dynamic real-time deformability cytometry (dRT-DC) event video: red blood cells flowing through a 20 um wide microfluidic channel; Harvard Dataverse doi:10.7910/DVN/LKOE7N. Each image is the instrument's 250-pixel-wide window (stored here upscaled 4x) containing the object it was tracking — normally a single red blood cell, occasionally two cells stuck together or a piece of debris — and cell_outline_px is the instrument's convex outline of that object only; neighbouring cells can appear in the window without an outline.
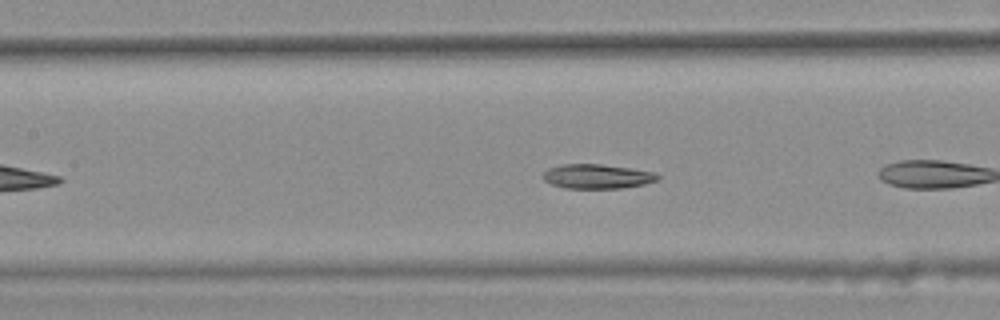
{"species": "common noctule bat (a hibernating species)", "species_latin": "Nyctalus noctula", "temperature_condition": "warm", "stored_images_in_passage": 25, "camera_frame_rate_fps": 3000, "um_per_image_px": 0.085, "animal": {"sex": "female", "body_mass_g": 25.1}, "frame": {"image": 1, "passage_image": 8, "time_ms": 2.333, "image_size_px": [1000, 320], "cell_outline_px": [[660, 180], [644, 184], [620, 188], [564, 188], [552, 184], [544, 180], [544, 172], [548, 168], [560, 164], [600, 164], [632, 168], [652, 172], [660, 176]], "centroid_in_image_um": [50.76, 14.99], "position_along_channel_um": 156.6, "area_um2": 16.3}, "authors_computed_cell_mechanics": {"area_um2": 16.4152, "velocity_mm_per_s": 3.7734, "shape_relaxation_time_tau1_ms": null, "shape_relaxation_time_tau2_ms": 4.6181, "deformation_change_tau1": null, "deformation_change_tau2": 0.0926}}